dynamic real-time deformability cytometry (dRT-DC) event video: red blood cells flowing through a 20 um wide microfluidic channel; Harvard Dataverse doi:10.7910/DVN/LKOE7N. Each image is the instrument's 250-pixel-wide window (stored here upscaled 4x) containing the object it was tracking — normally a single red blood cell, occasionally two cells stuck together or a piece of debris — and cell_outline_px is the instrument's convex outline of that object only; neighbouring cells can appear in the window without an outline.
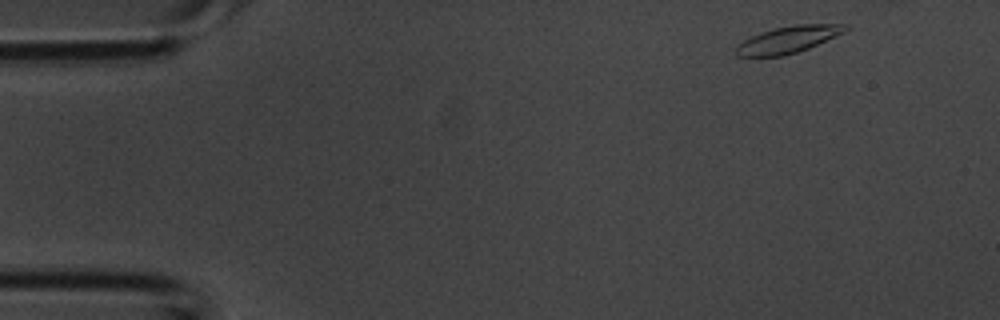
{"species": "common noctule bat (a hibernating species)", "species_latin": "Nyctalus noctula", "temperature_condition": "room temperature", "stored_images_in_passage": 4, "camera_frame_rate_fps": 3000, "um_per_image_px": 0.085, "animal": {"sex": "male", "body_mass_g": 20.1, "forearm_length_mm": 53.5}, "frame": {"image": 1, "passage_image": 1, "time_ms": 0.0, "image_size_px": [1000, 320], "cell_outline_px": [[852, 28], [836, 36], [808, 48], [796, 52], [780, 56], [736, 56], [736, 48], [744, 40], [752, 36], [776, 28], [796, 24], [848, 24]], "centroid_in_image_um": [67.06, 3.35], "position_along_channel_um": 17.9, "area_um2": 16.76}}